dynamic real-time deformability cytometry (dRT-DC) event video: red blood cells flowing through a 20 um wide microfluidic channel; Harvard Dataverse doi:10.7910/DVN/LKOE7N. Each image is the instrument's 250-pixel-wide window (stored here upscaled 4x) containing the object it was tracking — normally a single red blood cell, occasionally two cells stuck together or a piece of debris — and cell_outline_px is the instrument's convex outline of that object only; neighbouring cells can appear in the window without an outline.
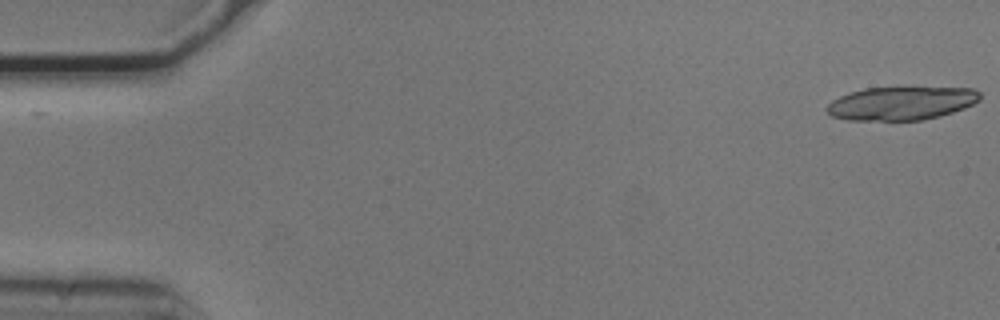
{"species": "common noctule bat (a hibernating species)", "species_latin": "Nyctalus noctula", "temperature_condition": "cold", "stored_images_in_passage": 18, "camera_frame_rate_fps": 3000, "um_per_image_px": 0.085, "animal": {"sex": "male", "body_mass_g": 20.5, "forearm_length_mm": 52.5}, "frame": {"image": 1, "passage_image": 1, "time_ms": 0.0, "image_size_px": [1000, 320], "cell_outline_px": [[980, 100], [964, 108], [940, 116], [924, 120], [848, 120], [832, 116], [824, 108], [832, 100], [848, 92], [864, 88], [972, 88], [980, 92]], "centroid_in_image_um": [76.58, 8.78], "position_along_channel_um": 8.4, "area_um2": 29.71}}